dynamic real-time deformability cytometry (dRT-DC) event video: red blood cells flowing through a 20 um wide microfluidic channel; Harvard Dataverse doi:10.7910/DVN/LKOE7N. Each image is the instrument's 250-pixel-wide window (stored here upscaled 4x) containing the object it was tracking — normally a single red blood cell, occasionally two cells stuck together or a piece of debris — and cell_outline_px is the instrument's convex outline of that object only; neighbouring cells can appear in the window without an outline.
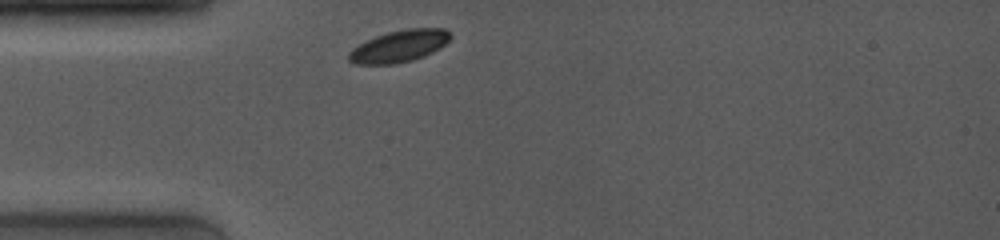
{"species": "common noctule bat (a hibernating species)", "species_latin": "Nyctalus noctula", "temperature_condition": "room temperature", "stored_images_in_passage": 22, "camera_frame_rate_fps": 4000, "um_per_image_px": 0.085, "animal": {"sex": "female", "body_mass_g": 19.0, "forearm_length_mm": 53.3}, "frame": {"image": 1, "passage_image": 1, "time_ms": 0.0, "image_size_px": [1000, 240], "cell_outline_px": [[452, 36], [440, 48], [424, 56], [412, 60], [396, 64], [356, 64], [348, 60], [348, 52], [352, 48], [376, 36], [388, 32], [408, 28], [444, 28]], "centroid_in_image_um": [33.92, 3.93], "position_along_channel_um": 51.1, "area_um2": 18.79}}
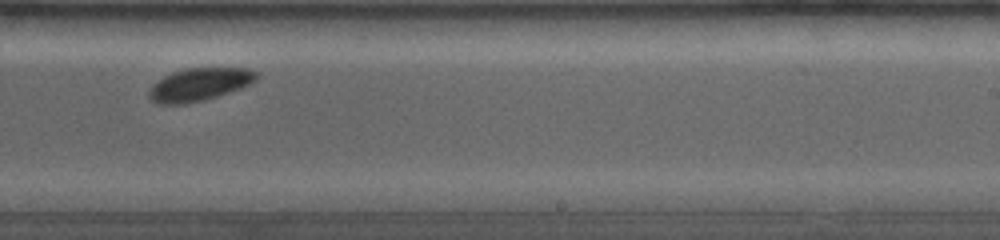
{"frame": {"image": 2, "passage_image": 14, "time_ms": 6.0, "image_size_px": [1000, 240], "cell_outline_px": [[256, 80], [240, 88], [204, 100], [184, 104], [156, 104], [148, 96], [148, 92], [164, 76], [172, 72], [188, 68], [248, 68], [256, 72]], "centroid_in_image_um": [16.93, 7.18], "position_along_channel_um": 272.1, "area_um2": 20.11}}
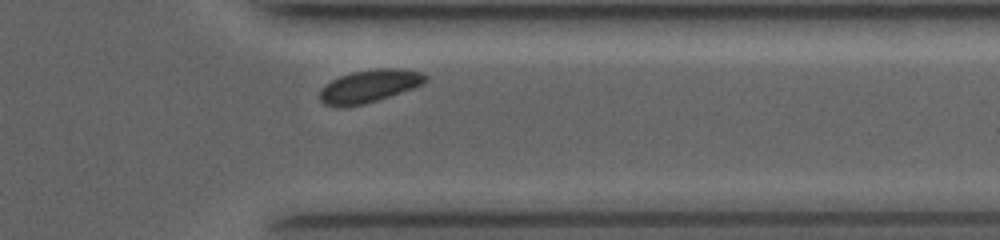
{"frame": {"image": 3, "passage_image": 20, "time_ms": 8.75, "image_size_px": [1000, 240], "cell_outline_px": [[428, 80], [424, 84], [364, 104], [344, 108], [324, 104], [320, 100], [320, 92], [332, 80], [340, 76], [352, 72], [376, 68], [396, 68], [420, 72], [428, 76]], "centroid_in_image_um": [31.41, 7.32], "position_along_channel_um": 380.0, "area_um2": 19.94}, "authors_computed_cell_mechanics": {"area_um2": 20.0277, "velocity_mm_per_s": 3.8556, "shape_relaxation_time_tau1_ms": 5.6363, "shape_relaxation_time_tau2_ms": 7.2048, "deformation_change_tau1": 0.1034, "deformation_change_tau2": 0.0738}}